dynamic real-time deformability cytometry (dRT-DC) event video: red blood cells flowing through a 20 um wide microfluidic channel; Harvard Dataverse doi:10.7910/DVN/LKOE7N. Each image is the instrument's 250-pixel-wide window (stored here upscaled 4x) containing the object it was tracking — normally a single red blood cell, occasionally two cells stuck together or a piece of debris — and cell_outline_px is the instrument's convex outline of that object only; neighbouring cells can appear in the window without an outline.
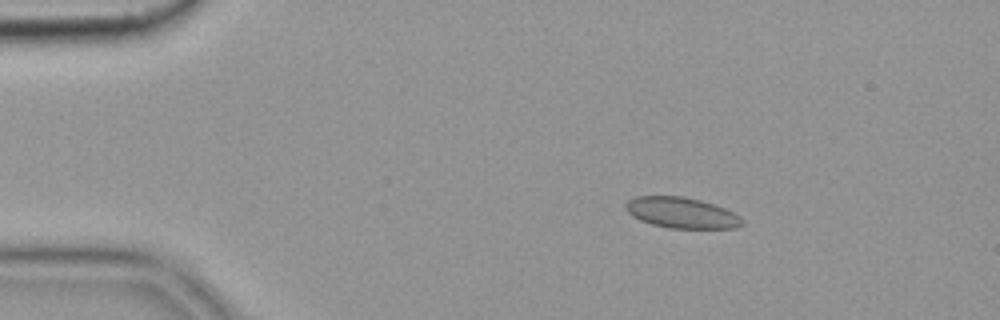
{"species": "common noctule bat (a hibernating species)", "species_latin": "Nyctalus noctula", "temperature_condition": "cold", "stored_images_in_passage": 55, "camera_frame_rate_fps": 3000, "um_per_image_px": 0.085, "animal": {"sex": "female", "body_mass_g": 19.9}, "frame": {"image": 1, "passage_image": 9, "time_ms": 2.667, "image_size_px": [1000, 320], "cell_outline_px": [[744, 224], [736, 228], [668, 228], [652, 224], [640, 220], [632, 216], [624, 208], [624, 204], [628, 200], [636, 196], [684, 196], [700, 200], [724, 208], [740, 216], [744, 220]], "centroid_in_image_um": [57.92, 18.08], "position_along_channel_um": 27.1, "area_um2": 20.98}}
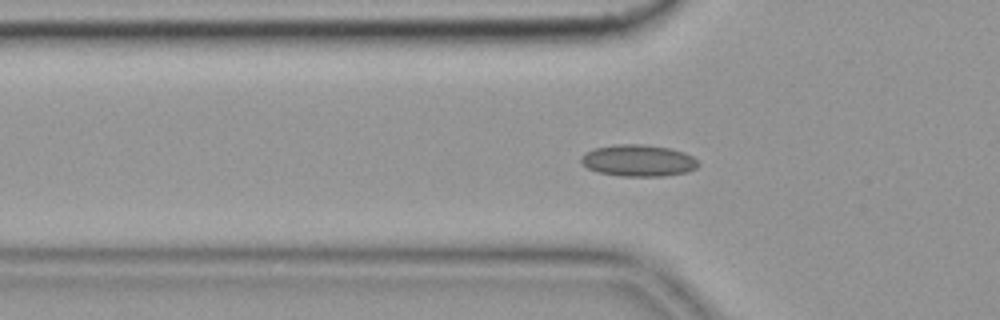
{"frame": {"image": 2, "passage_image": 18, "time_ms": 5.667, "image_size_px": [1000, 320], "cell_outline_px": [[700, 164], [696, 168], [688, 172], [664, 176], [620, 176], [596, 172], [580, 164], [580, 156], [584, 152], [596, 148], [616, 144], [640, 144], [668, 148], [684, 152], [692, 156]], "centroid_in_image_um": [54.22, 13.65], "position_along_channel_um": 71.6, "area_um2": 21.79}}
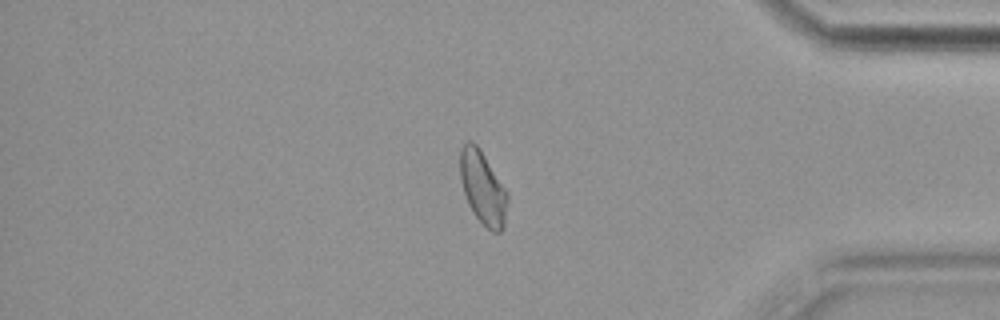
{"frame": {"image": 3, "passage_image": 47, "time_ms": 15.333, "image_size_px": [1000, 320], "cell_outline_px": [[508, 200], [504, 228], [500, 232], [492, 232], [476, 216], [468, 204], [460, 180], [460, 148], [468, 140], [472, 140], [480, 148], [508, 192]], "centroid_in_image_um": [41.05, 15.94], "position_along_channel_um": 394.2, "area_um2": 20.29}, "authors_computed_cell_mechanics": {"area_um2": 20.4612, "velocity_mm_per_s": 3.6079, "shape_relaxation_time_tau1_ms": null, "shape_relaxation_time_tau2_ms": 1.8197, "deformation_change_tau1": null, "deformation_change_tau2": 0.0542}}